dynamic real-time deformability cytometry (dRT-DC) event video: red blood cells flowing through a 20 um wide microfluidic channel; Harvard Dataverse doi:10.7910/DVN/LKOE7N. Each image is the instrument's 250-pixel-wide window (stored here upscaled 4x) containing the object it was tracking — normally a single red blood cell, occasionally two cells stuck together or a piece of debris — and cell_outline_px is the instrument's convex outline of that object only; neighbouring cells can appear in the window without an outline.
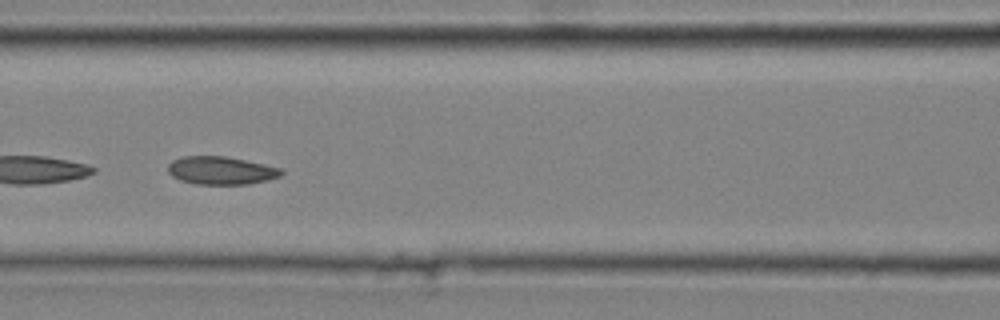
{"species": "common noctule bat (a hibernating species)", "species_latin": "Nyctalus noctula", "temperature_condition": "cold", "stored_images_in_passage": 47, "camera_frame_rate_fps": 3000, "um_per_image_px": 0.085, "animal": {"sex": "male", "body_mass_g": 20.4}, "frame": {"image": 1, "passage_image": 21, "time_ms": 6.667, "image_size_px": [1000, 320], "cell_outline_px": [[284, 172], [280, 176], [268, 180], [248, 184], [196, 184], [180, 180], [172, 176], [168, 172], [168, 164], [172, 160], [184, 156], [224, 156], [264, 164], [280, 168]], "centroid_in_image_um": [18.77, 14.49], "position_along_channel_um": 147.8, "area_um2": 18.44}}
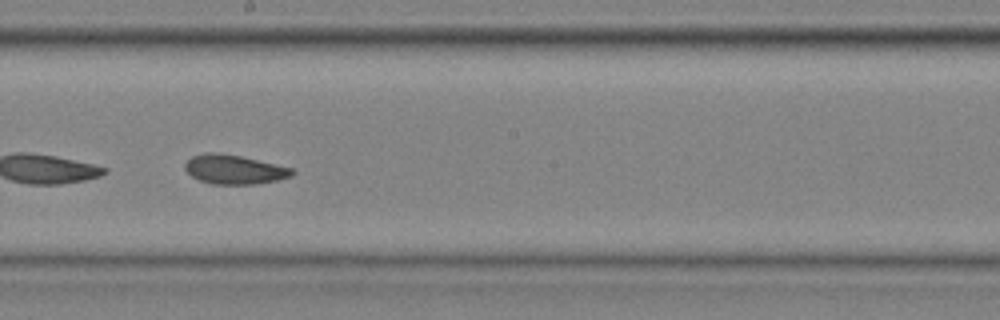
{"frame": {"image": 2, "passage_image": 27, "time_ms": 8.667, "image_size_px": [1000, 320], "cell_outline_px": [[296, 172], [292, 176], [276, 180], [256, 184], [212, 184], [200, 180], [192, 176], [184, 168], [184, 164], [192, 156], [204, 152], [216, 152], [240, 156], [296, 168]], "centroid_in_image_um": [19.94, 14.4], "position_along_channel_um": 228.3, "area_um2": 18.38}, "authors_computed_cell_mechanics": {"area_um2": 18.8428, "velocity_mm_per_s": 4.0315, "shape_relaxation_time_tau1_ms": 5.622, "shape_relaxation_time_tau2_ms": 3.1275, "deformation_change_tau1": 0.0976, "deformation_change_tau2": 0.0697}}